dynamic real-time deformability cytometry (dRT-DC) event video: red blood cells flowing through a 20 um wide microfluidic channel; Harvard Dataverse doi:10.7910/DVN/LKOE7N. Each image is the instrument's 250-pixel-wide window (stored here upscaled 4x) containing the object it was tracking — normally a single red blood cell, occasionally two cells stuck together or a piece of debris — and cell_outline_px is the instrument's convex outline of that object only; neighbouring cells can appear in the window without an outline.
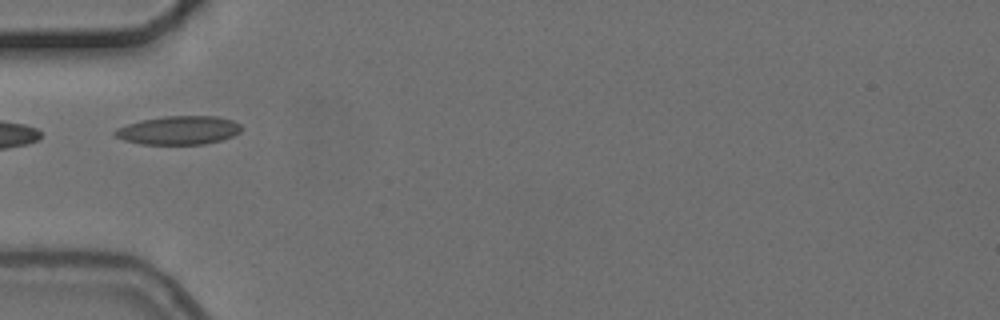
{"species": "common noctule bat (a hibernating species)", "species_latin": "Nyctalus noctula", "temperature_condition": "cold", "stored_images_in_passage": 2, "camera_frame_rate_fps": 3000, "um_per_image_px": 0.085, "animal": {"sex": "female", "body_mass_g": 24.6, "forearm_length_mm": 56.2}, "frame": {"image": 1, "passage_image": 2, "time_ms": 1.0, "image_size_px": [1000, 320], "cell_outline_px": [[240, 132], [232, 136], [220, 140], [204, 144], [140, 144], [124, 140], [116, 136], [112, 132], [116, 128], [140, 120], [164, 116], [216, 116], [232, 120], [240, 124]], "centroid_in_image_um": [15.16, 11.07], "position_along_channel_um": 69.8, "area_um2": 20.98}}